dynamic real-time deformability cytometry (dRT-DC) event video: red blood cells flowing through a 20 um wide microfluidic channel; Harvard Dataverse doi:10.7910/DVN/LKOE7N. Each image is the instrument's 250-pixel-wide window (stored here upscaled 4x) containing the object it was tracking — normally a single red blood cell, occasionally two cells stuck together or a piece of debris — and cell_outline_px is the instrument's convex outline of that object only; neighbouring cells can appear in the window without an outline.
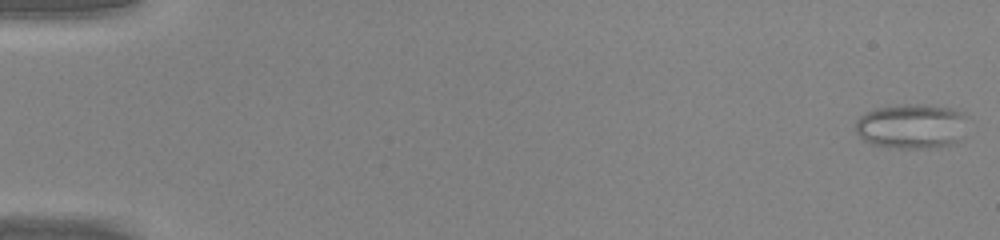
{"species": "common noctule bat (a hibernating species)", "species_latin": "Nyctalus noctula", "temperature_condition": "warm", "stored_images_in_passage": 48, "camera_frame_rate_fps": 3000, "um_per_image_px": 0.085, "animal": {"sex": "male", "body_mass_g": 20.0, "forearm_length_mm": 53.3}, "frame": {"image": 1, "passage_image": 1, "time_ms": 0.0, "image_size_px": [1000, 240], "cell_outline_px": [[964, 116], [960, 140], [956, 144], [928, 148], [896, 148], [872, 144], [864, 140], [856, 132], [856, 120], [860, 116], [876, 108], [900, 104], [924, 104], [948, 108], [960, 112]], "centroid_in_image_um": [77.43, 10.74], "position_along_channel_um": 7.6, "area_um2": 28.96}}
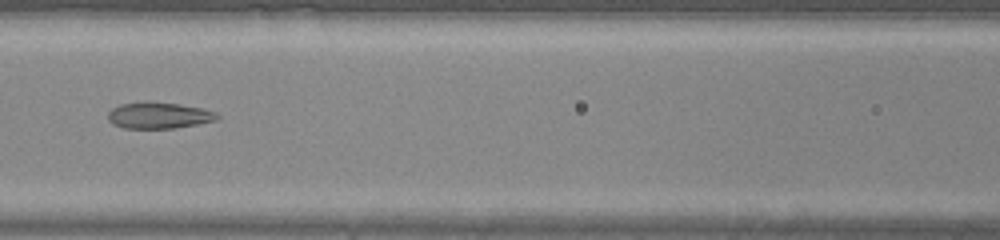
{"frame": {"image": 2, "passage_image": 23, "time_ms": 7.333, "image_size_px": [1000, 240], "cell_outline_px": [[220, 116], [216, 120], [176, 128], [124, 128], [112, 124], [108, 120], [108, 112], [112, 108], [120, 104], [144, 100], [148, 100], [180, 104], [204, 108], [216, 112]], "centroid_in_image_um": [13.48, 9.78], "position_along_channel_um": 153.1, "area_um2": 17.11}}
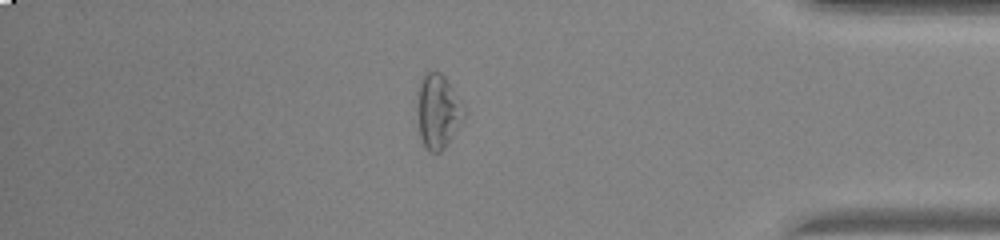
{"frame": {"image": 3, "passage_image": 42, "time_ms": 13.667, "image_size_px": [1000, 240], "cell_outline_px": [[468, 112], [444, 148], [440, 152], [432, 152], [424, 144], [420, 136], [416, 112], [416, 108], [420, 84], [424, 72], [440, 72], [444, 76]], "centroid_in_image_um": [37.23, 9.45], "position_along_channel_um": 398.0, "area_um2": 20.06}, "authors_computed_cell_mechanics": {"area_um2": 19.7676, "velocity_mm_per_s": 4.3141, "shape_relaxation_time_tau1_ms": null, "shape_relaxation_time_tau2_ms": 1.4853, "deformation_change_tau1": null, "deformation_change_tau2": 0.0942}}